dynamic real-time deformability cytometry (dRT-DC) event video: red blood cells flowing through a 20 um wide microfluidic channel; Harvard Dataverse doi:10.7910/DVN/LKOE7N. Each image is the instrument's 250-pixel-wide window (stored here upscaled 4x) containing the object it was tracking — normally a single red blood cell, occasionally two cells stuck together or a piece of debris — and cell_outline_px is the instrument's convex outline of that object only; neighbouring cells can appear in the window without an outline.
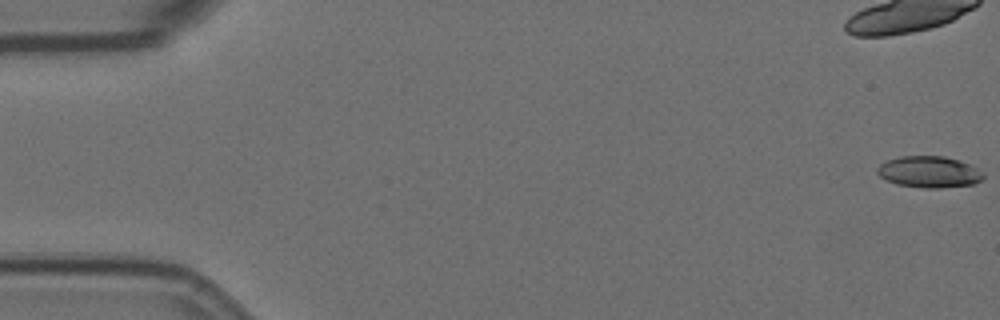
{"species": "Egyptian fruit bat (a non-hibernating species)", "species_latin": "Rousettus aegyptiacus", "temperature_condition": "room temperature", "stored_images_in_passage": 58, "camera_frame_rate_fps": 3000, "um_per_image_px": 0.085, "animal": {"sex": "female"}, "frame": {"image": 1, "passage_image": 1, "time_ms": 0.0, "image_size_px": [1000, 320], "cell_outline_px": [[984, 176], [980, 180], [972, 184], [940, 188], [924, 188], [896, 184], [880, 176], [876, 172], [876, 168], [880, 164], [888, 160], [900, 156], [944, 156], [968, 164], [984, 172]], "centroid_in_image_um": [78.95, 14.61], "position_along_channel_um": 6.0, "area_um2": 19.25}}